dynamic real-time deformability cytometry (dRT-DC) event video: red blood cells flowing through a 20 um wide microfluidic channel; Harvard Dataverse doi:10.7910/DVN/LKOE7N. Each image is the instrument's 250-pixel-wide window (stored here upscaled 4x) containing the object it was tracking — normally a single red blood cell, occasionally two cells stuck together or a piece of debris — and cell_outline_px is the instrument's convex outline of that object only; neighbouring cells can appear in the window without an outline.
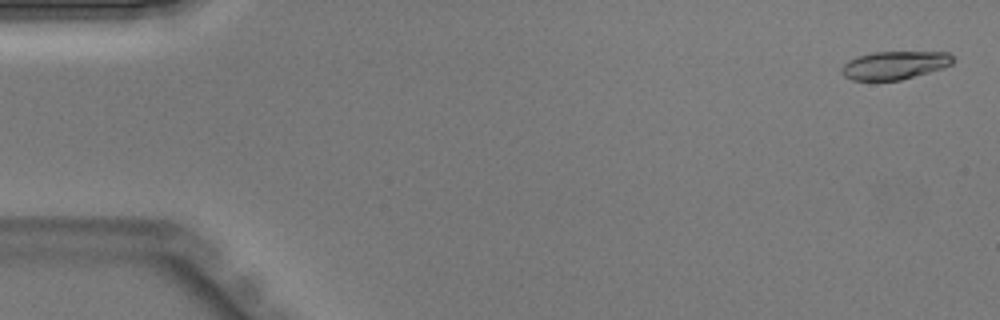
{"species": "Egyptian fruit bat (a non-hibernating species)", "species_latin": "Rousettus aegyptiacus", "temperature_condition": "warm", "stored_images_in_passage": 40, "camera_frame_rate_fps": 3000, "um_per_image_px": 0.085, "animal": {"sex": "male"}, "frame": {"image": 1, "passage_image": 2, "time_ms": 0.333, "image_size_px": [1000, 320], "cell_outline_px": [[956, 60], [952, 64], [944, 68], [900, 80], [852, 80], [844, 76], [840, 72], [840, 68], [848, 60], [856, 56], [872, 52], [948, 52]], "centroid_in_image_um": [76.03, 5.54], "position_along_channel_um": 9.0, "area_um2": 18.44}}
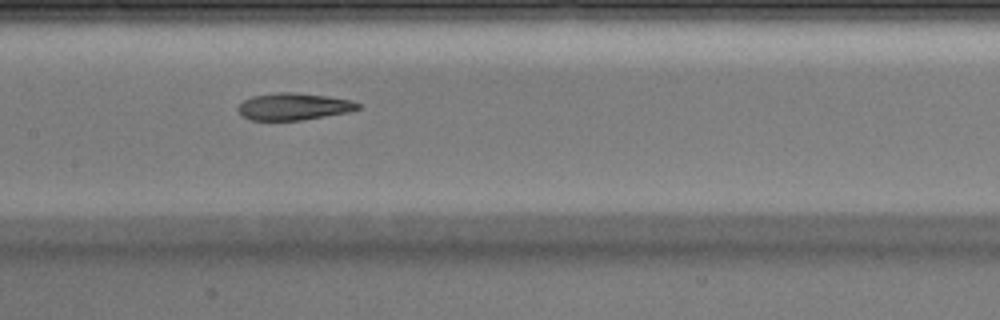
{"frame": {"image": 2, "passage_image": 22, "time_ms": 7.0, "image_size_px": [1000, 320], "cell_outline_px": [[360, 108], [348, 112], [300, 120], [252, 120], [244, 116], [236, 108], [244, 100], [252, 96], [276, 92], [292, 92], [328, 96], [352, 100], [360, 104]], "centroid_in_image_um": [24.97, 9.04], "position_along_channel_um": 182.4, "area_um2": 18.73}}
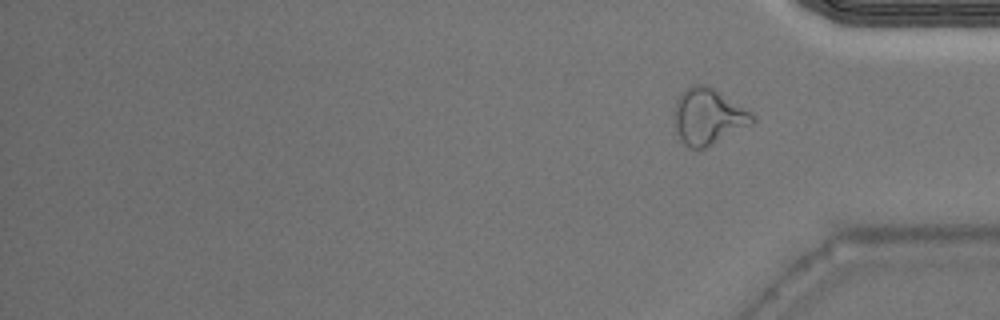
{"frame": {"image": 3, "passage_image": 40, "time_ms": 13.0, "image_size_px": [1000, 320], "cell_outline_px": [[756, 120], [752, 124], [704, 148], [688, 148], [680, 140], [672, 116], [676, 100], [692, 84], [704, 84], [712, 88], [752, 112], [756, 116]], "centroid_in_image_um": [60.18, 9.91], "position_along_channel_um": 375.0, "area_um2": 25.32}}